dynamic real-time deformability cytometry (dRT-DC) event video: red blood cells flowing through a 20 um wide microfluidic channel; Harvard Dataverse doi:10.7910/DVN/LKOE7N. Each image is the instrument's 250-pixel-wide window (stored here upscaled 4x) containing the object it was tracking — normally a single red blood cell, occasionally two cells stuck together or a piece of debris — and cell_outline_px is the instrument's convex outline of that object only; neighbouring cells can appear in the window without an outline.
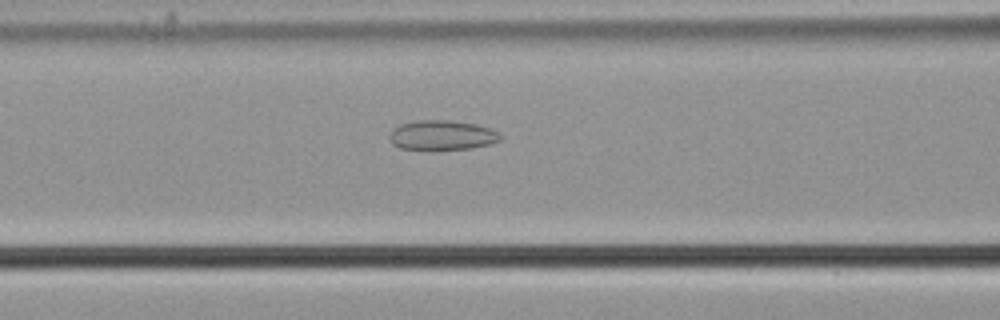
{"species": "common noctule bat (a hibernating species)", "species_latin": "Nyctalus noctula", "temperature_condition": "cold", "stored_images_in_passage": 38, "camera_frame_rate_fps": 3000, "um_per_image_px": 0.085, "animal": {"sex": "male", "body_mass_g": 21.5, "forearm_length_mm": 52.0}, "frame": {"image": 1, "passage_image": 6, "time_ms": 1.667, "image_size_px": [1000, 320], "cell_outline_px": [[500, 140], [492, 144], [472, 148], [400, 148], [392, 144], [388, 136], [392, 128], [400, 124], [420, 120], [448, 120], [476, 124], [500, 132]], "centroid_in_image_um": [37.57, 11.47], "position_along_channel_um": 129.0, "area_um2": 18.9}}
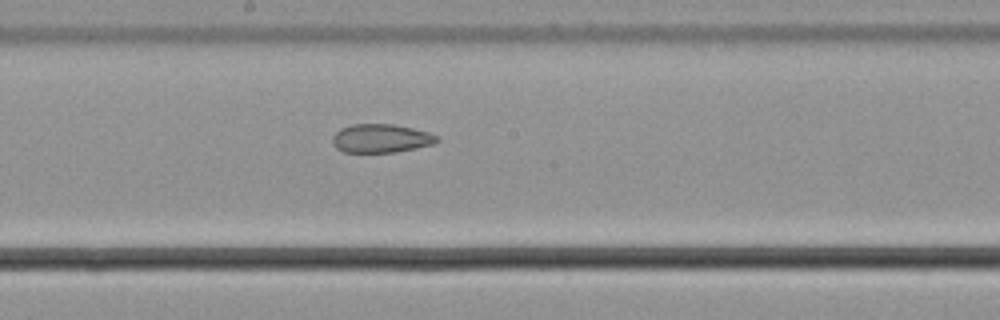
{"frame": {"image": 2, "passage_image": 13, "time_ms": 4.0, "image_size_px": [1000, 320], "cell_outline_px": [[440, 140], [432, 144], [416, 148], [396, 152], [344, 152], [336, 148], [332, 144], [332, 136], [340, 128], [352, 124], [392, 124], [412, 128], [428, 132], [440, 136]], "centroid_in_image_um": [32.38, 11.76], "position_along_channel_um": 215.8, "area_um2": 17.51}}
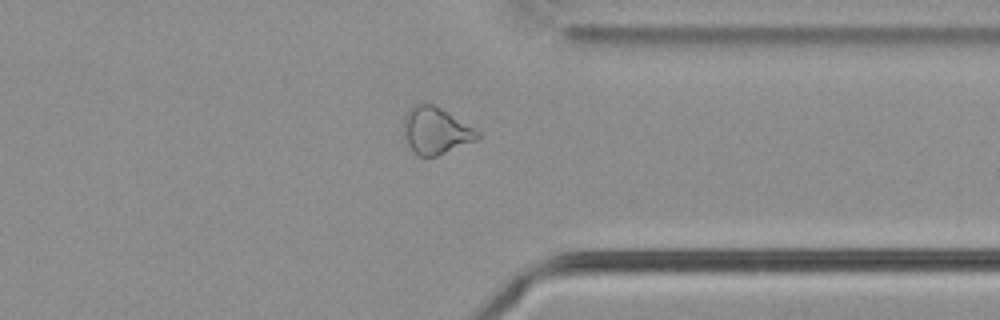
{"frame": {"image": 3, "passage_image": 26, "time_ms": 8.333, "image_size_px": [1000, 320], "cell_outline_px": [[480, 136], [476, 140], [436, 156], [416, 156], [408, 144], [404, 132], [404, 116], [416, 104], [424, 100], [436, 104], [480, 132]], "centroid_in_image_um": [37.03, 11.07], "position_along_channel_um": 374.4, "area_um2": 20.17}, "authors_computed_cell_mechanics": {"area_um2": 19.4497, "velocity_mm_per_s": 3.7231, "shape_relaxation_time_tau1_ms": null, "shape_relaxation_time_tau2_ms": 7.2246, "deformation_change_tau1": null, "deformation_change_tau2": 0.1735}}